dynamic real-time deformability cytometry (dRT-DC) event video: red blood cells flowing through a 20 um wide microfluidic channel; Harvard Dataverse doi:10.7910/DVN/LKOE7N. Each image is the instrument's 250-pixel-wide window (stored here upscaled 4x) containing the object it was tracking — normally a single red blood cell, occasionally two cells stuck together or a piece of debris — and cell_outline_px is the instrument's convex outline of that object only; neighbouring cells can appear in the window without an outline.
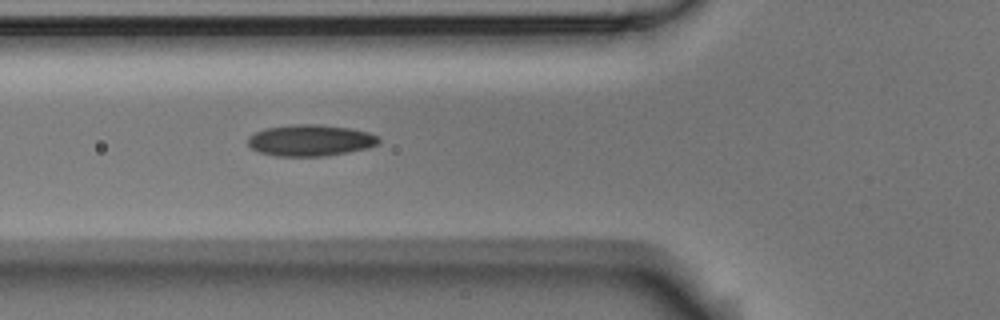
{"species": "Egyptian fruit bat (a non-hibernating species)", "species_latin": "Rousettus aegyptiacus", "temperature_condition": "room temperature", "stored_images_in_passage": 3, "camera_frame_rate_fps": 3000, "um_per_image_px": 0.085, "animal": {"sex": "male"}, "frame": {"image": 1, "passage_image": 3, "time_ms": 4.0, "image_size_px": [1000, 320], "cell_outline_px": [[380, 144], [368, 148], [328, 156], [276, 156], [260, 152], [252, 148], [248, 144], [248, 136], [264, 128], [292, 124], [320, 124], [352, 128], [368, 132], [380, 136]], "centroid_in_image_um": [26.43, 11.92], "position_along_channel_um": 99.4, "area_um2": 24.28}}